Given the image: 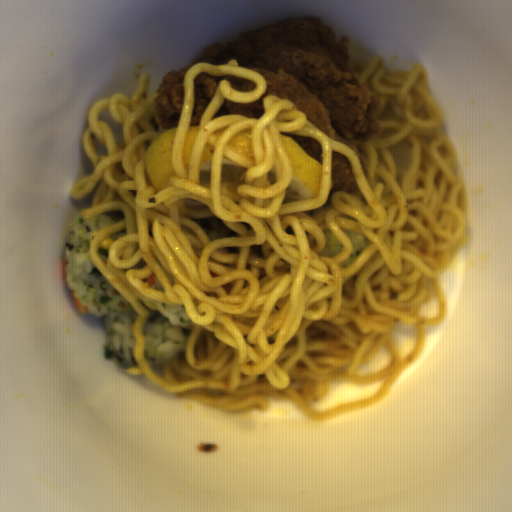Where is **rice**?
I'll use <instances>...</instances> for the list:
<instances>
[{
	"label": "rice",
	"mask_w": 512,
	"mask_h": 512,
	"mask_svg": "<svg viewBox=\"0 0 512 512\" xmlns=\"http://www.w3.org/2000/svg\"><path fill=\"white\" fill-rule=\"evenodd\" d=\"M126 218L122 209L100 212L74 221L64 248L65 281L86 312L101 319L105 329L106 358L127 370L138 364L133 352L136 339L132 325L139 315L129 301L105 278L93 262L91 237L103 228Z\"/></svg>",
	"instance_id": "1"
},
{
	"label": "rice",
	"mask_w": 512,
	"mask_h": 512,
	"mask_svg": "<svg viewBox=\"0 0 512 512\" xmlns=\"http://www.w3.org/2000/svg\"><path fill=\"white\" fill-rule=\"evenodd\" d=\"M151 301L157 311L150 312L143 323L144 357L162 372L165 364L182 355L194 328L184 304Z\"/></svg>",
	"instance_id": "2"
},
{
	"label": "rice",
	"mask_w": 512,
	"mask_h": 512,
	"mask_svg": "<svg viewBox=\"0 0 512 512\" xmlns=\"http://www.w3.org/2000/svg\"><path fill=\"white\" fill-rule=\"evenodd\" d=\"M189 220L198 223L210 241L221 237H234L239 234L227 227L215 214L209 217H200Z\"/></svg>",
	"instance_id": "3"
},
{
	"label": "rice",
	"mask_w": 512,
	"mask_h": 512,
	"mask_svg": "<svg viewBox=\"0 0 512 512\" xmlns=\"http://www.w3.org/2000/svg\"><path fill=\"white\" fill-rule=\"evenodd\" d=\"M341 230L348 236V238L350 239V241L352 243V251H351L349 258L340 265L344 268L346 266H349L352 262H354L359 257V255L362 253V251L366 245V242H365V238H364L363 234H361L359 232H356L354 230H347V229H341Z\"/></svg>",
	"instance_id": "4"
},
{
	"label": "rice",
	"mask_w": 512,
	"mask_h": 512,
	"mask_svg": "<svg viewBox=\"0 0 512 512\" xmlns=\"http://www.w3.org/2000/svg\"><path fill=\"white\" fill-rule=\"evenodd\" d=\"M326 242L323 249L318 253L319 256L334 257L342 251L343 245L335 234L329 229L323 231Z\"/></svg>",
	"instance_id": "5"
}]
</instances>
